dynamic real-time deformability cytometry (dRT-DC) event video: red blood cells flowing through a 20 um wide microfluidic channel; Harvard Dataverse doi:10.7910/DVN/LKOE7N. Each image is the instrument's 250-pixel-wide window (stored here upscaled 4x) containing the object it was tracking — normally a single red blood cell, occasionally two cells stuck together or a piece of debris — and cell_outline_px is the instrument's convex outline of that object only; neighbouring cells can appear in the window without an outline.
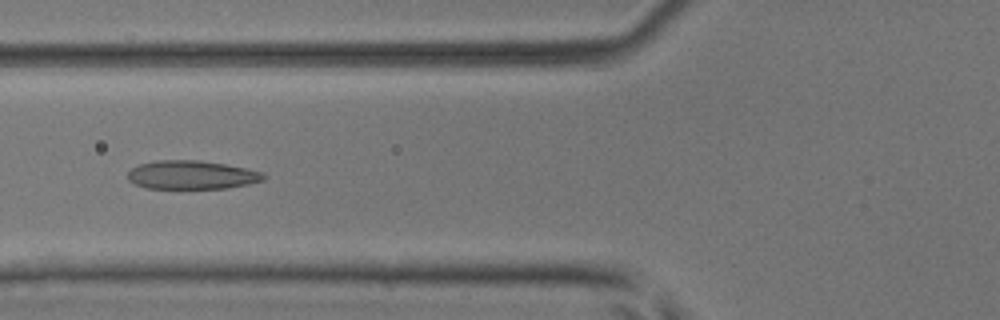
{"species": "common noctule bat (a hibernating species)", "species_latin": "Nyctalus noctula", "temperature_condition": "room temperature", "stored_images_in_passage": 50, "camera_frame_rate_fps": 3000, "um_per_image_px": 0.085, "animal": {"sex": "male", "body_mass_g": 17.9, "forearm_length_mm": 54.2}, "frame": {"image": 1, "passage_image": 20, "time_ms": 6.333, "image_size_px": [1000, 320], "cell_outline_px": [[268, 176], [264, 180], [248, 184], [228, 188], [144, 188], [132, 184], [128, 180], [128, 172], [132, 168], [140, 164], [156, 160], [200, 160], [224, 164], [244, 168], [260, 172]], "centroid_in_image_um": [16.26, 14.87], "position_along_channel_um": 109.5, "area_um2": 22.66}}
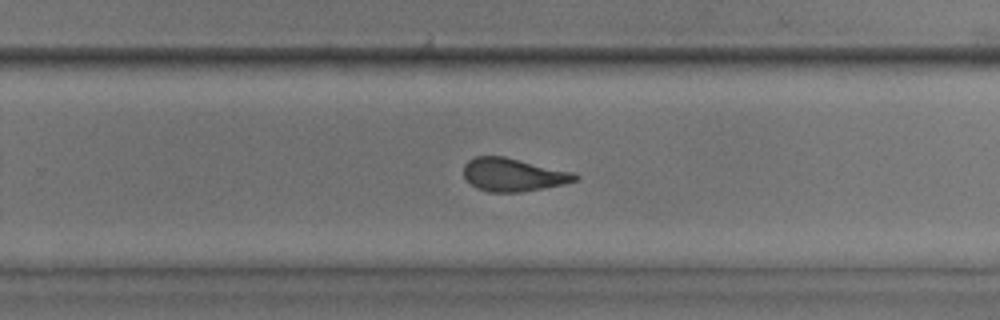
{"frame": {"image": 2, "passage_image": 33, "time_ms": 10.667, "image_size_px": [1000, 320], "cell_outline_px": [[580, 176], [576, 180], [564, 184], [544, 188], [520, 192], [488, 192], [476, 188], [464, 176], [464, 164], [468, 160], [476, 156], [504, 156], [572, 172]], "centroid_in_image_um": [43.6, 14.85], "position_along_channel_um": 286.2, "area_um2": 21.39}}
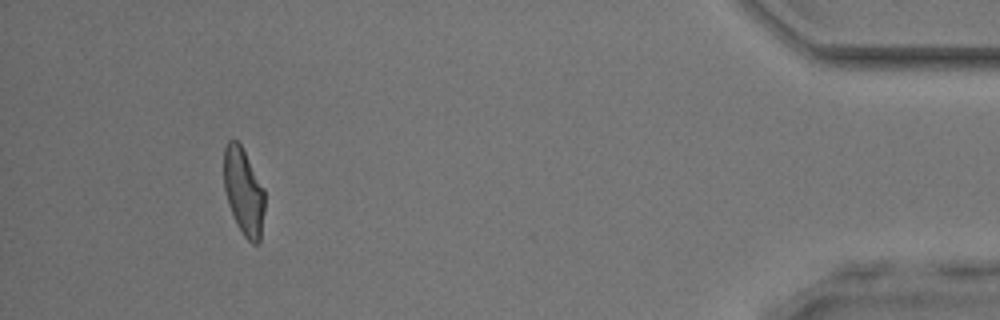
{"frame": {"image": 3, "passage_image": 47, "time_ms": 15.333, "image_size_px": [1000, 320], "cell_outline_px": [[264, 212], [260, 240], [256, 244], [252, 244], [244, 236], [236, 224], [228, 204], [224, 188], [224, 148], [228, 140], [236, 140], [240, 144], [264, 188]], "centroid_in_image_um": [20.7, 16.31], "position_along_channel_um": 414.5, "area_um2": 20.63}, "authors_computed_cell_mechanics": {"area_um2": 22.2819, "velocity_mm_per_s": 4.0848, "shape_relaxation_time_tau1_ms": 4.4639, "shape_relaxation_time_tau2_ms": 2.0992, "deformation_change_tau1": 0.1594, "deformation_change_tau2": 0.0845}}